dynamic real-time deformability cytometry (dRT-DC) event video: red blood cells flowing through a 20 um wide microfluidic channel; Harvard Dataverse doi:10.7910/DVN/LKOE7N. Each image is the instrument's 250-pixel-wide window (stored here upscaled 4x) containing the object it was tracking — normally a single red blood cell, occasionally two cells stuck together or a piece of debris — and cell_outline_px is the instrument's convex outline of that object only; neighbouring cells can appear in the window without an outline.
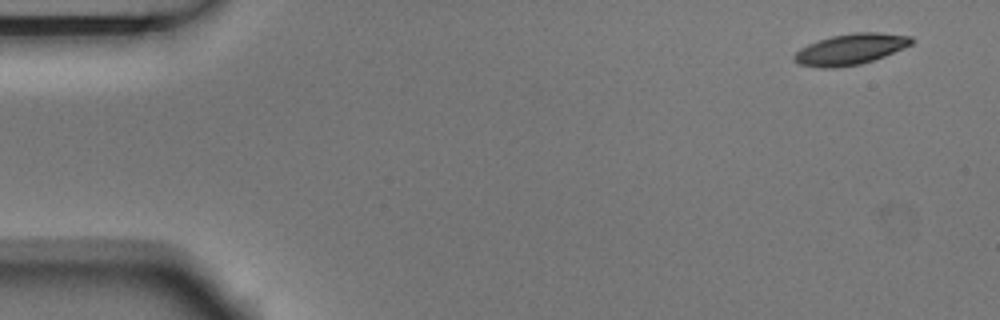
{"species": "Egyptian fruit bat (a non-hibernating species)", "species_latin": "Rousettus aegyptiacus", "temperature_condition": "room temperature", "stored_images_in_passage": 4, "camera_frame_rate_fps": 3000, "um_per_image_px": 0.085, "animal": {"sex": "male"}, "frame": {"image": 1, "passage_image": 1, "time_ms": 0.0, "image_size_px": [1000, 320], "cell_outline_px": [[916, 40], [912, 44], [884, 56], [860, 64], [836, 68], [820, 68], [796, 64], [792, 60], [792, 56], [800, 48], [808, 44], [832, 36], [852, 32], [880, 32], [912, 36]], "centroid_in_image_um": [72.27, 4.18], "position_along_channel_um": 12.7, "area_um2": 21.33}}